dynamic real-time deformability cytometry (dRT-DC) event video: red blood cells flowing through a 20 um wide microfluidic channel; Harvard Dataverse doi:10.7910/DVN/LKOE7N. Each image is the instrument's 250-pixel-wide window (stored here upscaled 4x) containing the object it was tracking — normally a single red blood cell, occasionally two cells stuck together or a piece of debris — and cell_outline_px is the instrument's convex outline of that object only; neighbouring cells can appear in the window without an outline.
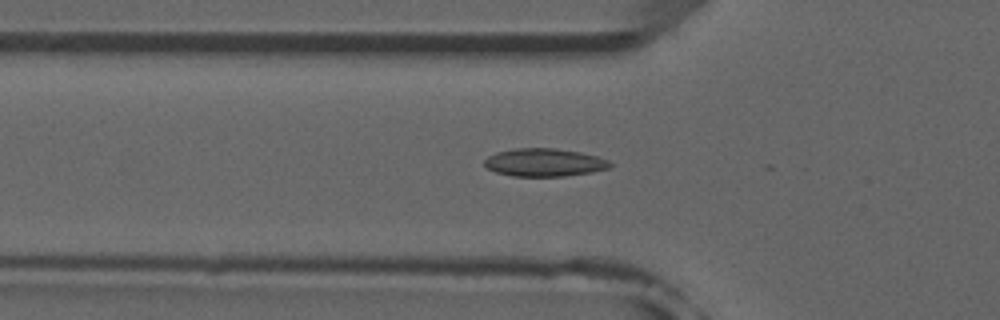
{"species": "common noctule bat (a hibernating species)", "species_latin": "Nyctalus noctula", "temperature_condition": "room temperature", "stored_images_in_passage": 46, "camera_frame_rate_fps": 3000, "um_per_image_px": 0.085, "animal": {"sex": "male", "forearm_length_mm": 52.5}, "frame": {"image": 1, "passage_image": 12, "time_ms": 3.667, "image_size_px": [1000, 320], "cell_outline_px": [[612, 164], [608, 168], [592, 172], [564, 176], [512, 176], [496, 172], [488, 168], [484, 164], [484, 160], [488, 156], [496, 152], [516, 148], [556, 148], [580, 152], [596, 156], [608, 160]], "centroid_in_image_um": [46.25, 13.8], "position_along_channel_um": 79.5, "area_um2": 20.4}}
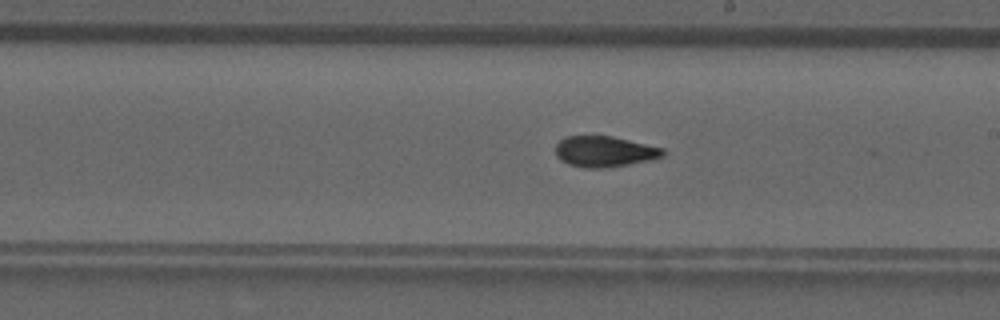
{"frame": {"image": 2, "passage_image": 24, "time_ms": 7.667, "image_size_px": [1000, 320], "cell_outline_px": [[664, 156], [652, 160], [604, 168], [584, 168], [568, 164], [560, 160], [556, 156], [556, 144], [560, 140], [568, 136], [612, 136], [664, 148]], "centroid_in_image_um": [51.38, 12.88], "position_along_channel_um": 237.6, "area_um2": 19.31}}
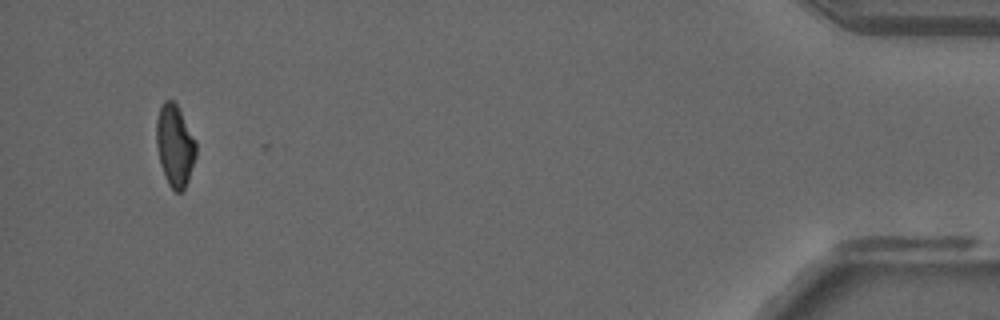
{"frame": {"image": 3, "passage_image": 44, "time_ms": 14.333, "image_size_px": [1000, 320], "cell_outline_px": [[196, 156], [188, 180], [184, 188], [180, 192], [176, 192], [168, 184], [164, 176], [160, 164], [156, 144], [156, 120], [160, 108], [164, 100], [172, 100], [176, 104], [196, 140]], "centroid_in_image_um": [14.85, 12.38], "position_along_channel_um": 420.3, "area_um2": 18.84}, "authors_computed_cell_mechanics": {"area_um2": 19.6231, "velocity_mm_per_s": 3.9377, "shape_relaxation_time_tau1_ms": null, "shape_relaxation_time_tau2_ms": 2.005, "deformation_change_tau1": null, "deformation_change_tau2": 0.0613}}